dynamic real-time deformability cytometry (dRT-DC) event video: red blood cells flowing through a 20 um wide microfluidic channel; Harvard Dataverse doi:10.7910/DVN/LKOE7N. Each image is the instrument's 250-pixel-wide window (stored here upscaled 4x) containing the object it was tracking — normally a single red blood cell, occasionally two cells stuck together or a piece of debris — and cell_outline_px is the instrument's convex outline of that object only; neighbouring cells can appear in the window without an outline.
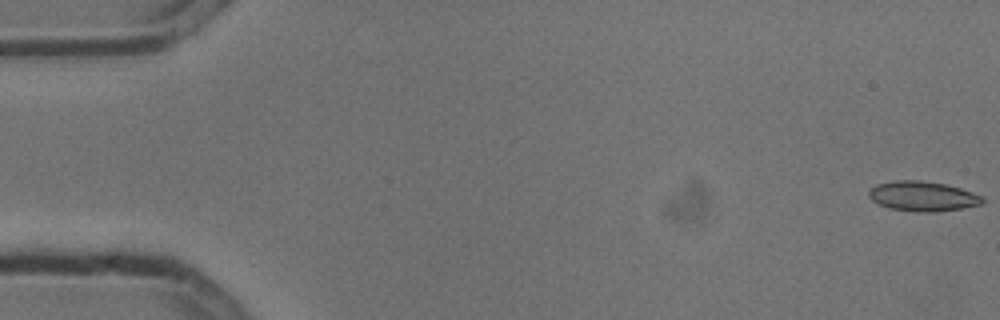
{"species": "common noctule bat (a hibernating species)", "species_latin": "Nyctalus noctula", "temperature_condition": "cold", "stored_images_in_passage": 4, "camera_frame_rate_fps": 3000, "um_per_image_px": 0.085, "animal": {"sex": "male", "body_mass_g": 13.3}, "frame": {"image": 1, "passage_image": 1, "time_ms": 0.0, "image_size_px": [1000, 320], "cell_outline_px": [[984, 200], [980, 204], [964, 208], [936, 212], [916, 212], [888, 208], [872, 200], [868, 196], [868, 192], [876, 184], [896, 180], [920, 180], [944, 184], [960, 188], [984, 196]], "centroid_in_image_um": [78.43, 16.68], "position_along_channel_um": 6.6, "area_um2": 19.83}}